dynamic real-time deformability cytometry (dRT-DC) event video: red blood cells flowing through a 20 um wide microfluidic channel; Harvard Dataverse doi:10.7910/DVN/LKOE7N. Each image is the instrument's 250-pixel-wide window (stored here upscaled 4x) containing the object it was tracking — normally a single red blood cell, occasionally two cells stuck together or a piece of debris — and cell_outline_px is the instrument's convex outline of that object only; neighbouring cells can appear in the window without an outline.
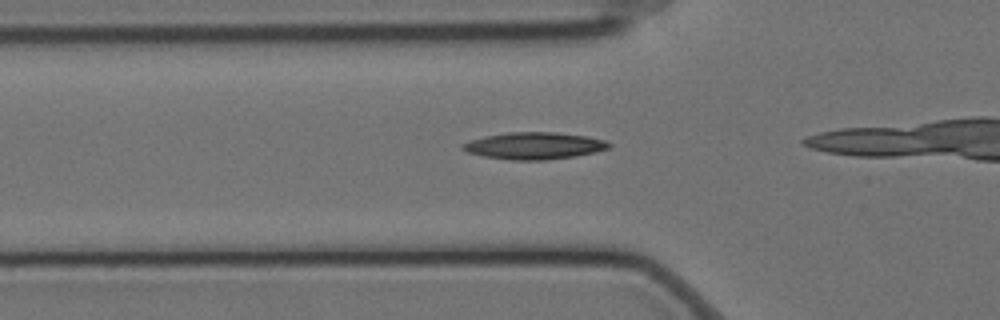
{"species": "Egyptian fruit bat (a non-hibernating species)", "species_latin": "Rousettus aegyptiacus", "temperature_condition": "cold", "stored_images_in_passage": 18, "camera_frame_rate_fps": 3000, "um_per_image_px": 0.085, "animal": {"sex": "female"}, "frame": {"image": 1, "passage_image": 13, "time_ms": 4.0, "image_size_px": [1000, 320], "cell_outline_px": [[612, 144], [608, 148], [596, 152], [576, 156], [544, 160], [512, 160], [484, 156], [468, 152], [460, 148], [460, 144], [468, 140], [484, 136], [508, 132], [556, 132], [584, 136], [604, 140]], "centroid_in_image_um": [45.36, 12.38], "position_along_channel_um": 80.4, "area_um2": 23.0}}
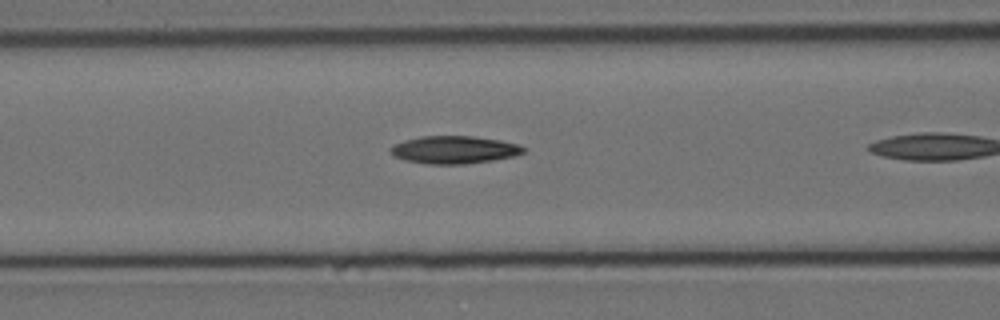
{"frame": {"image": 2, "passage_image": 17, "time_ms": 5.333, "image_size_px": [1000, 320], "cell_outline_px": [[528, 148], [524, 152], [512, 156], [492, 160], [464, 164], [428, 164], [404, 160], [392, 156], [388, 148], [392, 144], [404, 140], [420, 136], [472, 136], [500, 140], [520, 144]], "centroid_in_image_um": [38.57, 12.72], "position_along_channel_um": 128.0, "area_um2": 21.68}}